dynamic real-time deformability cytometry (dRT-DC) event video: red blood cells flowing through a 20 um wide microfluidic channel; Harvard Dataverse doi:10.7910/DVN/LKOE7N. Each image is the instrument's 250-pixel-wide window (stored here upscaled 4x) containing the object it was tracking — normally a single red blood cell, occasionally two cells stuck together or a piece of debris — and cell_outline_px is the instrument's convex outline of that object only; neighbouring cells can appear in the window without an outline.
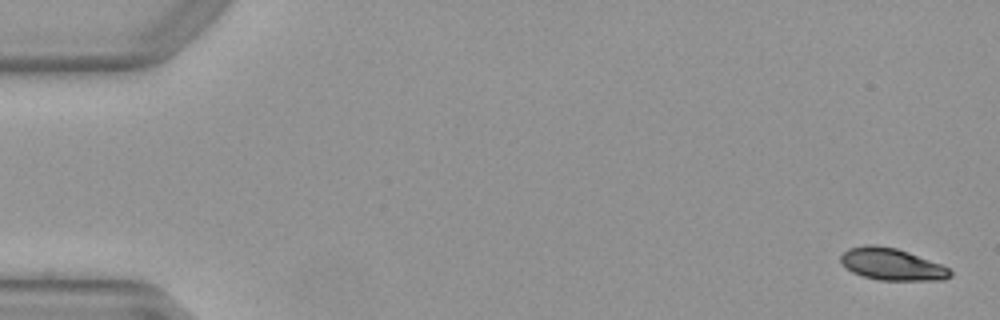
{"species": "Egyptian fruit bat (a non-hibernating species)", "species_latin": "Rousettus aegyptiacus", "temperature_condition": "warm", "stored_images_in_passage": 51, "camera_frame_rate_fps": 3000, "um_per_image_px": 0.085, "animal": {"sex": "female"}, "frame": {"image": 1, "passage_image": 1, "time_ms": 0.0, "image_size_px": [1000, 320], "cell_outline_px": [[952, 276], [944, 280], [880, 280], [864, 276], [852, 272], [840, 260], [840, 256], [848, 248], [864, 244], [876, 244], [896, 248], [908, 252], [940, 264], [948, 268], [952, 272]], "centroid_in_image_um": [75.8, 22.45], "position_along_channel_um": 9.2, "area_um2": 20.29}}
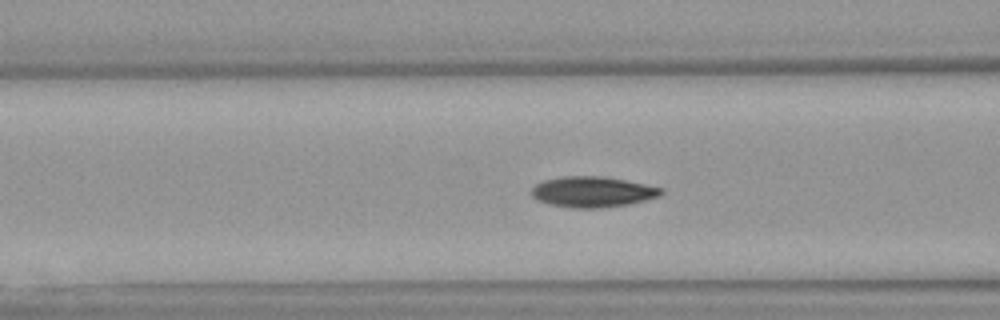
{"frame": {"image": 2, "passage_image": 20, "time_ms": 6.333, "image_size_px": [1000, 320], "cell_outline_px": [[664, 192], [660, 196], [628, 204], [600, 208], [572, 208], [552, 204], [536, 200], [532, 196], [532, 188], [536, 184], [544, 180], [560, 176], [604, 176], [664, 188]], "centroid_in_image_um": [50.37, 16.3], "position_along_channel_um": 116.2, "area_um2": 23.12}}
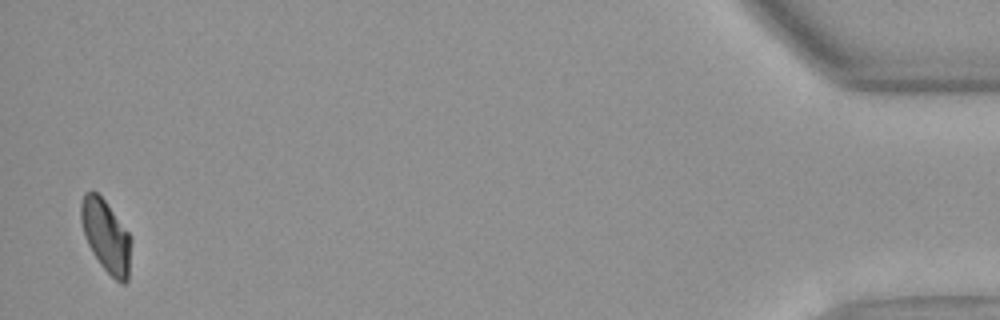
{"frame": {"image": 3, "passage_image": 50, "time_ms": 16.333, "image_size_px": [1000, 320], "cell_outline_px": [[132, 240], [128, 280], [124, 284], [120, 284], [100, 264], [92, 252], [84, 236], [80, 220], [80, 204], [84, 192], [96, 192], [104, 200], [128, 232]], "centroid_in_image_um": [9.01, 20.08], "position_along_channel_um": 426.2, "area_um2": 21.1}, "authors_computed_cell_mechanics": {"area_um2": 21.8484, "velocity_mm_per_s": 3.9846, "shape_relaxation_time_tau1_ms": 3.5427, "shape_relaxation_time_tau2_ms": 2.8078, "deformation_change_tau1": 0.1366, "deformation_change_tau2": 0.0611}}